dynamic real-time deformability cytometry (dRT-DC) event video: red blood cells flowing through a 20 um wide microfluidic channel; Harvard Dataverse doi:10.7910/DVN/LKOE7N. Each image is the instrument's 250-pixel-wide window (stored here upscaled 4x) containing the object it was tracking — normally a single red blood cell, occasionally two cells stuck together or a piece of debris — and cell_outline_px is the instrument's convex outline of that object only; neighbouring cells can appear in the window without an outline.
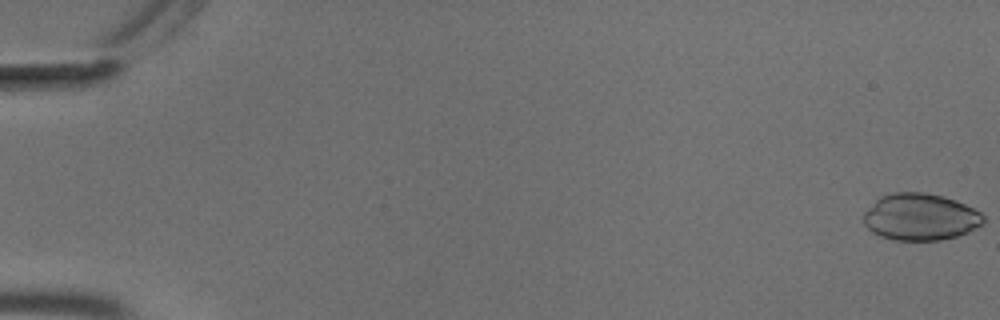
{"species": "common noctule bat (a hibernating species)", "species_latin": "Nyctalus noctula", "temperature_condition": "cold", "stored_images_in_passage": 56, "camera_frame_rate_fps": 3000, "um_per_image_px": 0.085, "animal": {"sex": "male", "body_mass_g": 18.8}, "frame": {"image": 1, "passage_image": 1, "time_ms": 0.0, "image_size_px": [1000, 320], "cell_outline_px": [[984, 224], [968, 232], [956, 236], [940, 240], [892, 240], [880, 236], [872, 232], [864, 224], [864, 212], [880, 196], [892, 192], [924, 192], [944, 196], [956, 200], [980, 212], [984, 216]], "centroid_in_image_um": [78.23, 18.44], "position_along_channel_um": 6.8, "area_um2": 32.83}}
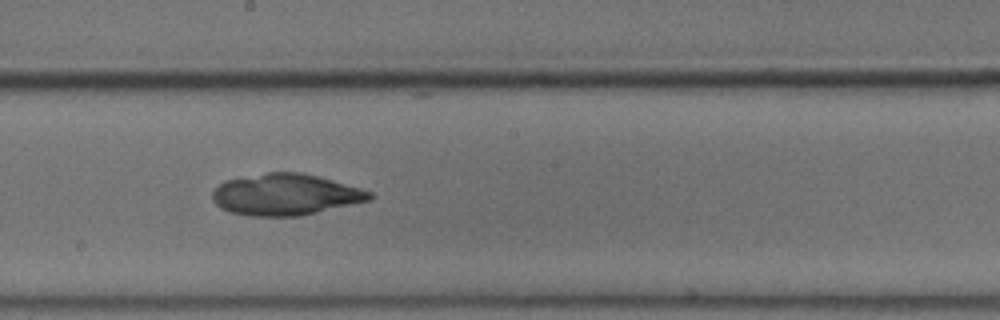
{"frame": {"image": 2, "passage_image": 32, "time_ms": 10.333, "image_size_px": [1000, 320], "cell_outline_px": [[372, 200], [300, 216], [248, 216], [228, 212], [220, 208], [212, 200], [212, 192], [224, 180], [268, 172], [300, 172], [332, 180], [360, 188], [372, 192]], "centroid_in_image_um": [24.24, 16.55], "position_along_channel_um": 224.0, "area_um2": 37.97}}
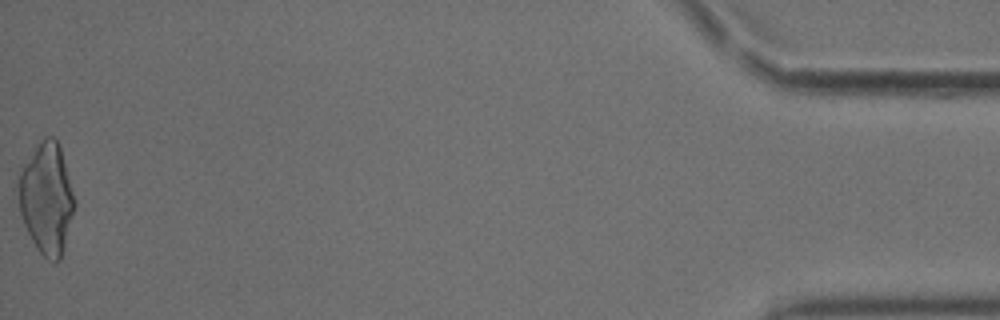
{"frame": {"image": 3, "passage_image": 56, "time_ms": 18.333, "image_size_px": [1000, 320], "cell_outline_px": [[76, 204], [60, 260], [56, 264], [48, 260], [36, 248], [24, 224], [20, 212], [20, 168], [40, 140], [44, 136], [52, 136], [56, 140], [60, 148], [76, 200]], "centroid_in_image_um": [3.98, 16.87], "position_along_channel_um": 431.2, "area_um2": 35.95}}